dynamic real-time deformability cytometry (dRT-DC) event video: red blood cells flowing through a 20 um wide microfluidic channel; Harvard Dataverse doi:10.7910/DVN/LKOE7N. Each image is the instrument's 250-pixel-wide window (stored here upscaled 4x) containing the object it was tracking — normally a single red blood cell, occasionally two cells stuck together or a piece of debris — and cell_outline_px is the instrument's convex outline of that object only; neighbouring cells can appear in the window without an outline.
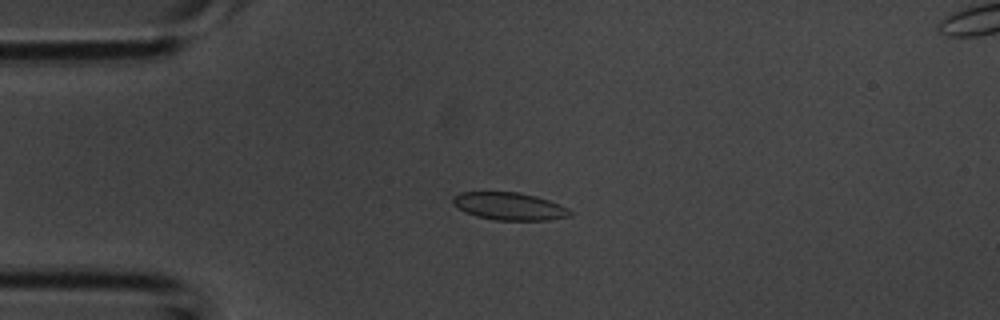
{"species": "common noctule bat (a hibernating species)", "species_latin": "Nyctalus noctula", "temperature_condition": "room temperature", "stored_images_in_passage": 43, "camera_frame_rate_fps": 3000, "um_per_image_px": 0.085, "animal": {"sex": "male", "body_mass_g": 20.1, "forearm_length_mm": 53.5}, "frame": {"image": 1, "passage_image": 10, "time_ms": 3.0, "image_size_px": [1000, 320], "cell_outline_px": [[572, 216], [548, 220], [496, 220], [476, 216], [464, 212], [452, 204], [452, 196], [460, 192], [520, 192], [536, 196], [548, 200], [568, 208], [572, 212]], "centroid_in_image_um": [43.27, 17.53], "position_along_channel_um": 41.7, "area_um2": 18.96}}
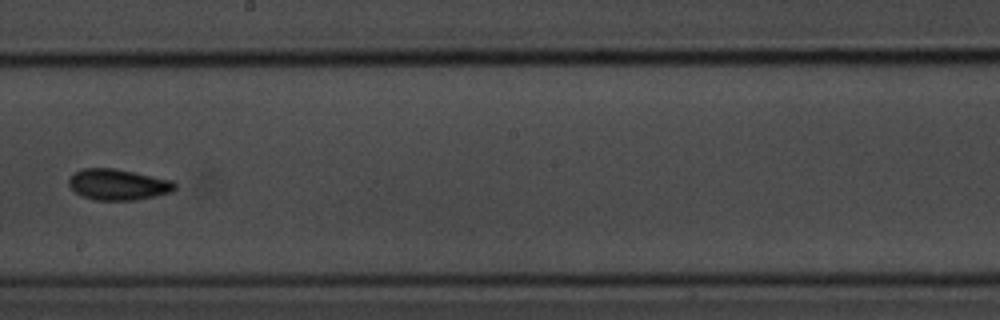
{"frame": {"image": 2, "passage_image": 24, "time_ms": 7.667, "image_size_px": [1000, 320], "cell_outline_px": [[176, 188], [172, 192], [156, 196], [136, 200], [92, 200], [80, 196], [68, 184], [68, 180], [80, 168], [116, 168], [172, 180], [176, 184]], "centroid_in_image_um": [10.04, 15.69], "position_along_channel_um": 238.2, "area_um2": 19.31}}
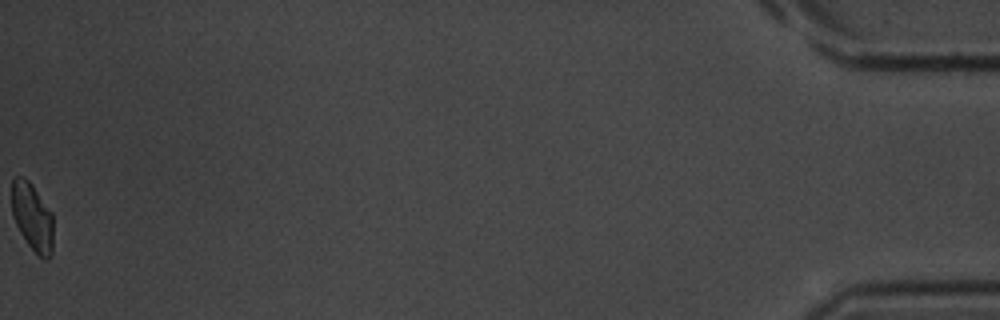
{"frame": {"image": 3, "passage_image": 43, "time_ms": 14.0, "image_size_px": [1000, 320], "cell_outline_px": [[52, 256], [48, 260], [44, 260], [28, 244], [20, 232], [12, 216], [12, 176], [24, 176], [32, 184], [52, 212]], "centroid_in_image_um": [2.74, 18.42], "position_along_channel_um": 432.5, "area_um2": 16.53}}